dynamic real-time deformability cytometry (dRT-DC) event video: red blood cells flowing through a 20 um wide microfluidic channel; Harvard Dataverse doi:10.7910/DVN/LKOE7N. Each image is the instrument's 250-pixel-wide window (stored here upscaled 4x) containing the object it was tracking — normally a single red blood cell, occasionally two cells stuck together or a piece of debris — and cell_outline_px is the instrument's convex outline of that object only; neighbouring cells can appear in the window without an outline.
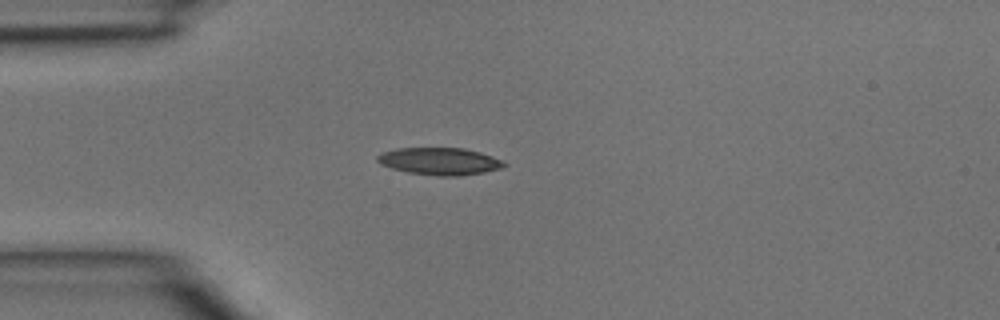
{"species": "common noctule bat (a hibernating species)", "species_latin": "Nyctalus noctula", "temperature_condition": "room temperature", "stored_images_in_passage": 3, "camera_frame_rate_fps": 3000, "um_per_image_px": 0.085, "animal": {"sex": "male", "body_mass_g": 15.6}, "frame": {"image": 1, "passage_image": 3, "time_ms": 0.667, "image_size_px": [1000, 320], "cell_outline_px": [[504, 164], [500, 168], [484, 172], [456, 176], [436, 176], [408, 172], [392, 168], [380, 164], [376, 160], [376, 156], [380, 152], [396, 148], [464, 148], [480, 152], [504, 160]], "centroid_in_image_um": [37.32, 13.7], "position_along_channel_um": 47.7, "area_um2": 20.11}}